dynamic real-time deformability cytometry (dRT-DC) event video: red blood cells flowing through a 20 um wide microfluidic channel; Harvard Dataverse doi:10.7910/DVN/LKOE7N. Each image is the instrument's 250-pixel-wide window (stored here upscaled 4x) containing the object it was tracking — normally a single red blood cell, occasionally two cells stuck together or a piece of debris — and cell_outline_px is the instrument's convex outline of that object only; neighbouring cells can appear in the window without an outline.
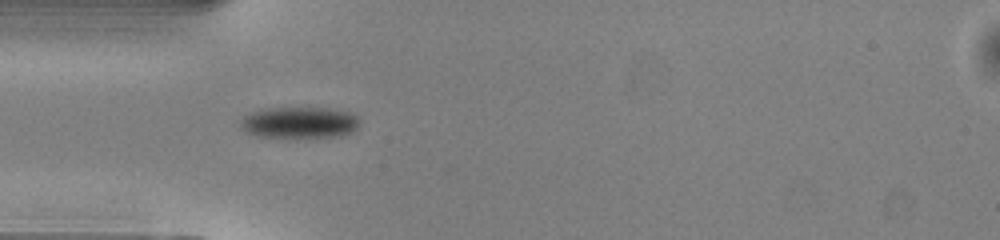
{"species": "common noctule bat (a hibernating species)", "species_latin": "Nyctalus noctula", "temperature_condition": "warm", "stored_images_in_passage": 36, "camera_frame_rate_fps": 3000, "um_per_image_px": 0.085, "animal": {"sex": "male", "body_mass_g": 13.0, "forearm_length_mm": 53.1}, "frame": {"image": 1, "passage_image": 1, "time_ms": 0.0, "image_size_px": [1000, 240], "cell_outline_px": [[360, 124], [352, 132], [336, 136], [296, 140], [260, 136], [248, 132], [240, 128], [240, 120], [244, 116], [252, 112], [264, 108], [332, 108], [352, 112], [360, 116]], "centroid_in_image_um": [25.49, 10.44], "position_along_channel_um": 59.5, "area_um2": 22.72}}
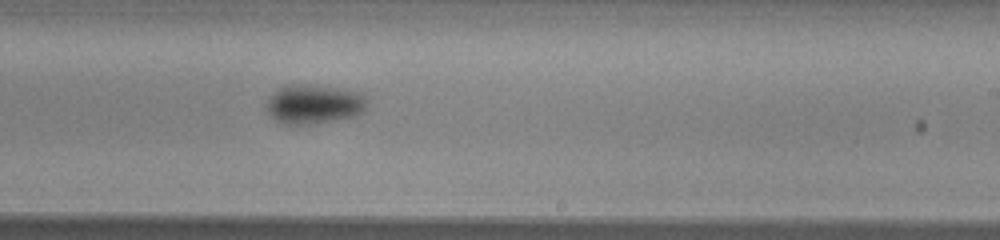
{"frame": {"image": 2, "passage_image": 16, "time_ms": 5.0, "image_size_px": [1000, 240], "cell_outline_px": [[368, 104], [364, 112], [352, 116], [332, 120], [308, 124], [288, 124], [276, 120], [268, 112], [268, 100], [280, 88], [288, 84], [308, 84], [336, 88], [356, 92], [368, 96]], "centroid_in_image_um": [26.74, 8.84], "position_along_channel_um": 262.3, "area_um2": 22.6}}
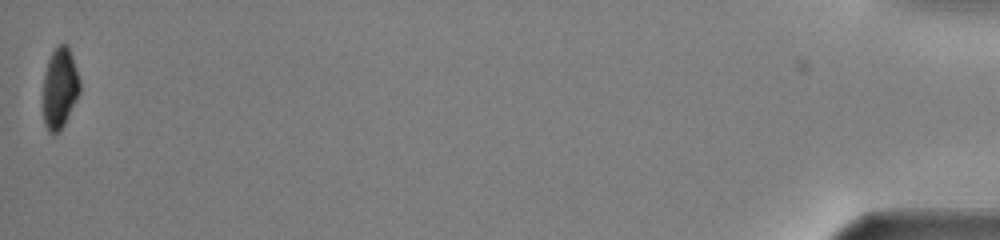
{"frame": {"image": 3, "passage_image": 36, "time_ms": 11.667, "image_size_px": [1000, 240], "cell_outline_px": [[80, 92], [60, 132], [52, 136], [48, 132], [44, 124], [44, 76], [48, 60], [52, 52], [60, 44], [68, 44], [80, 80]], "centroid_in_image_um": [5.09, 7.52], "position_along_channel_um": 430.1, "area_um2": 17.22}, "authors_computed_cell_mechanics": {"area_um2": 21.9062, "velocity_mm_per_s": 4.1091, "shape_relaxation_time_tau1_ms": 1.9544, "shape_relaxation_time_tau2_ms": null, "deformation_change_tau1": 0.0913, "deformation_change_tau2": null}}